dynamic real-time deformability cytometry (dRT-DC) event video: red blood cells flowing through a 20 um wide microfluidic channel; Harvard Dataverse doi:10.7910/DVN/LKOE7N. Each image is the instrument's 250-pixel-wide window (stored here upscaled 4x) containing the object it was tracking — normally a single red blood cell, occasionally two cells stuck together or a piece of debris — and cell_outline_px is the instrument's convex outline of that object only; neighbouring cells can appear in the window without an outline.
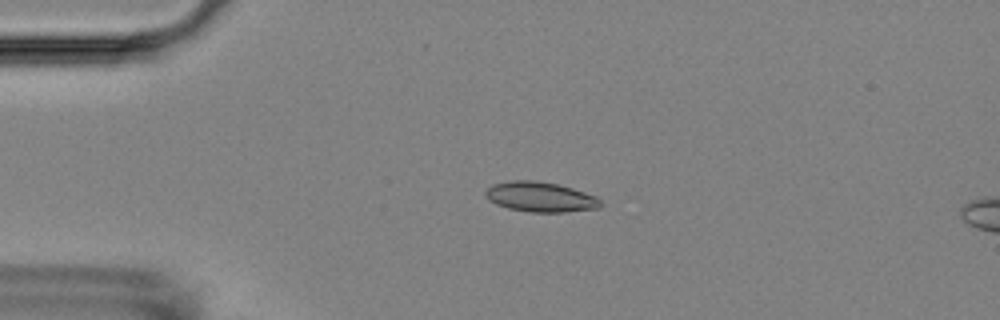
{"species": "Egyptian fruit bat (a non-hibernating species)", "species_latin": "Rousettus aegyptiacus", "temperature_condition": "room temperature", "stored_images_in_passage": 5, "camera_frame_rate_fps": 3000, "um_per_image_px": 0.085, "animal": {"sex": "female"}, "frame": {"image": 1, "passage_image": 4, "time_ms": 4.0, "image_size_px": [1000, 320], "cell_outline_px": [[604, 204], [600, 208], [564, 212], [528, 212], [508, 208], [496, 204], [488, 200], [484, 196], [484, 192], [492, 184], [512, 180], [536, 180], [556, 184], [572, 188], [596, 196]], "centroid_in_image_um": [45.92, 16.74], "position_along_channel_um": 39.1, "area_um2": 20.29}}